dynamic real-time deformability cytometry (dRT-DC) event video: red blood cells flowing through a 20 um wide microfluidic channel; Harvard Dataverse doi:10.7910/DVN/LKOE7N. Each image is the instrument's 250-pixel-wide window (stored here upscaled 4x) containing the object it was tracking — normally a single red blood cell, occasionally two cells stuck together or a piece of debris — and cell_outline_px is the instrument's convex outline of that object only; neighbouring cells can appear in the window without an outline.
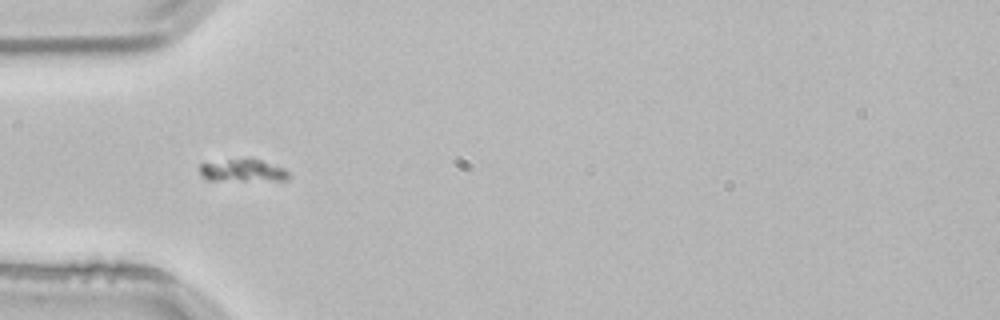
{"species": "common noctule bat (a hibernating species)", "species_latin": "Nyctalus noctula", "temperature_condition": "room temperature", "stored_images_in_passage": 1, "camera_frame_rate_fps": 3000, "um_per_image_px": 0.085, "animal": {"sex": "male", "body_mass_g": 21.5, "forearm_length_mm": 52.0}, "frame": {"image": 1, "passage_image": 1, "time_ms": 0.0, "image_size_px": [1000, 320], "cell_outline_px": [[288, 180], [204, 180], [200, 176], [200, 164], [228, 160], [260, 160], [284, 168], [288, 172]], "centroid_in_image_um": [20.61, 14.52], "position_along_channel_um": 64.4, "area_um2": 11.27}}